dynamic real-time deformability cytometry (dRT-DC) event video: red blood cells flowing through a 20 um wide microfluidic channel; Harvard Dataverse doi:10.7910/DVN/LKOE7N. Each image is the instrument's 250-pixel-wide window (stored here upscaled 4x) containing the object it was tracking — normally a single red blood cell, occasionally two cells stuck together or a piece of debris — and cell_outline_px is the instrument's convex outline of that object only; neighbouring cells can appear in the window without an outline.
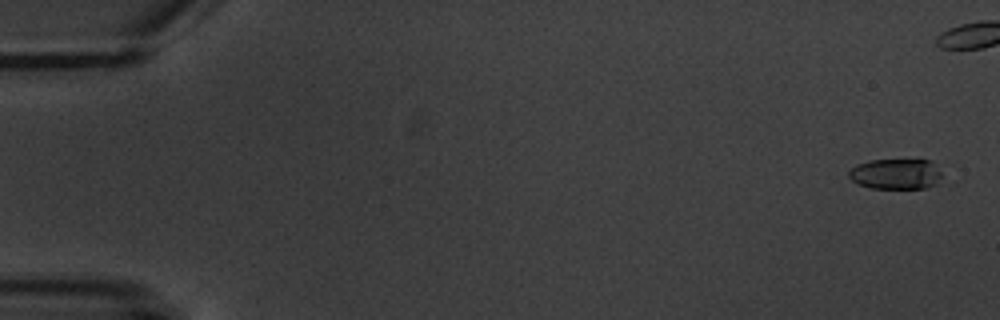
{"species": "common noctule bat (a hibernating species)", "species_latin": "Nyctalus noctula", "temperature_condition": "warm", "stored_images_in_passage": 9, "camera_frame_rate_fps": 3000, "um_per_image_px": 0.085, "animal": {"sex": "male", "body_mass_g": 20.1, "forearm_length_mm": 53.5}, "frame": {"image": 1, "passage_image": 1, "time_ms": 0.0, "image_size_px": [1000, 320], "cell_outline_px": [[940, 176], [936, 184], [924, 188], [872, 188], [856, 184], [848, 176], [848, 172], [856, 164], [868, 160], [932, 160], [940, 172]], "centroid_in_image_um": [76.1, 14.78], "position_along_channel_um": 8.9, "area_um2": 16.53}}